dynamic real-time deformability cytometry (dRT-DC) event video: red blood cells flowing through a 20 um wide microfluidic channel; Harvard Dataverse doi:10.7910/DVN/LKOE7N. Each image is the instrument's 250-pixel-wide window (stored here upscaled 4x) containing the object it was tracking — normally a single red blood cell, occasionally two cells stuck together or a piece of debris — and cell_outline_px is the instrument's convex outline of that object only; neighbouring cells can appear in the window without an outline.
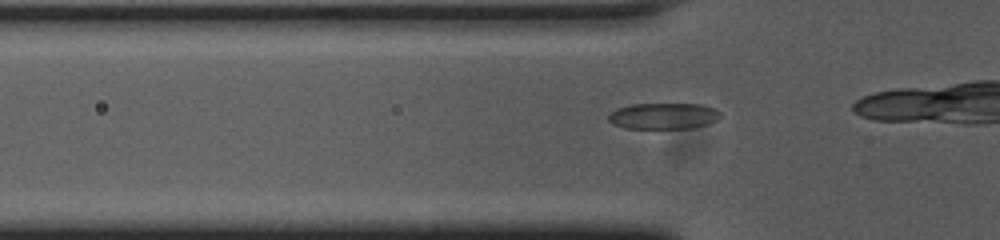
{"species": "common noctule bat (a hibernating species)", "species_latin": "Nyctalus noctula", "temperature_condition": "cold", "stored_images_in_passage": 18, "camera_frame_rate_fps": 3000, "um_per_image_px": 0.085, "animal": {"sex": "female", "body_mass_g": 23.0, "forearm_length_mm": 53.4}, "frame": {"image": 1, "passage_image": 13, "time_ms": 4.0, "image_size_px": [1000, 240], "cell_outline_px": [[720, 116], [716, 120], [708, 124], [692, 128], [624, 128], [612, 124], [608, 120], [608, 116], [616, 108], [632, 104], [700, 104], [712, 108], [720, 112]], "centroid_in_image_um": [56.36, 9.86], "position_along_channel_um": 69.4, "area_um2": 16.99}}
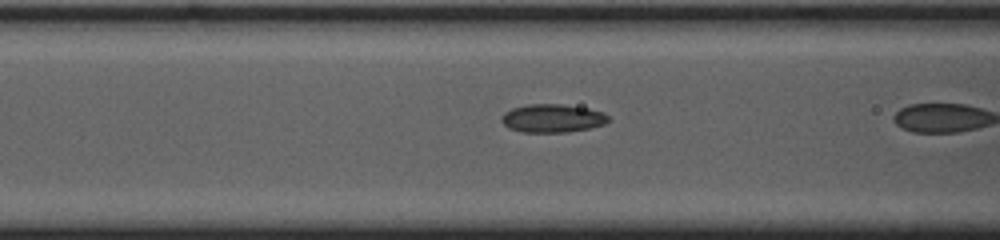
{"frame": {"image": 2, "passage_image": 17, "time_ms": 5.333, "image_size_px": [1000, 240], "cell_outline_px": [[608, 120], [604, 124], [592, 128], [568, 132], [524, 132], [508, 128], [500, 120], [500, 116], [504, 112], [512, 108], [528, 104], [560, 104], [588, 108], [604, 112], [608, 116]], "centroid_in_image_um": [46.94, 10.05], "position_along_channel_um": 119.7, "area_um2": 17.74}}